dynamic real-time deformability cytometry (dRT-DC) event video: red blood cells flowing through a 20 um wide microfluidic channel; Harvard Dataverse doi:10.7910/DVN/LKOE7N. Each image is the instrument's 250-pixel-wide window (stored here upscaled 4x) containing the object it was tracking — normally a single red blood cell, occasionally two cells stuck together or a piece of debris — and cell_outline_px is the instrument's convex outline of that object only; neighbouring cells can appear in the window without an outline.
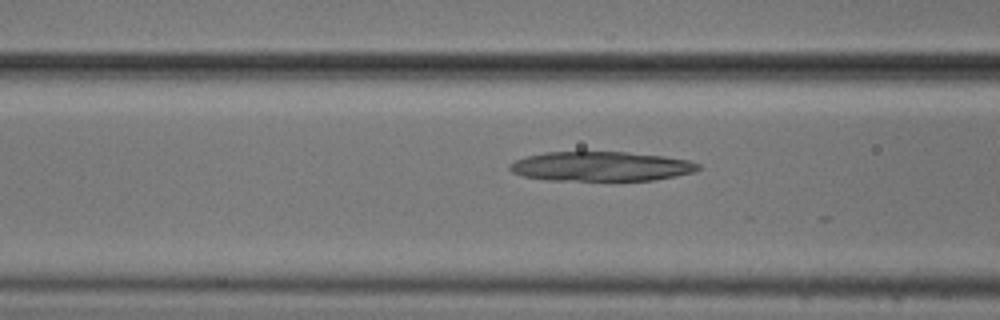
{"species": "common noctule bat (a hibernating species)", "species_latin": "Nyctalus noctula", "temperature_condition": "cold", "stored_images_in_passage": 25, "camera_frame_rate_fps": 3000, "um_per_image_px": 0.085, "animal": {"sex": "male", "body_mass_g": 20.5, "forearm_length_mm": 52.5}, "frame": {"image": 1, "passage_image": 21, "time_ms": 6.667, "image_size_px": [1000, 320], "cell_outline_px": [[700, 168], [696, 172], [676, 176], [652, 180], [544, 180], [524, 176], [512, 172], [508, 168], [508, 164], [524, 156], [544, 152], [628, 152], [664, 156], [688, 160], [700, 164]], "centroid_in_image_um": [51.07, 14.14], "position_along_channel_um": 115.5, "area_um2": 32.6}}
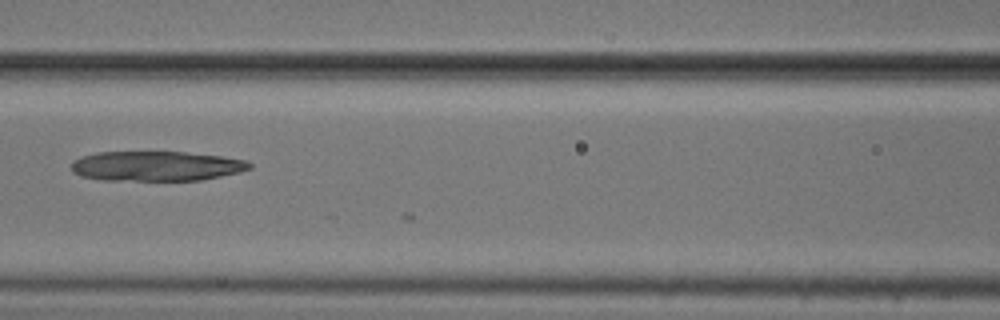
{"frame": {"image": 2, "passage_image": 24, "time_ms": 7.667, "image_size_px": [1000, 320], "cell_outline_px": [[252, 168], [240, 172], [200, 180], [104, 180], [84, 176], [72, 172], [72, 160], [80, 156], [96, 152], [184, 152], [220, 156], [248, 160], [252, 164]], "centroid_in_image_um": [13.29, 14.11], "position_along_channel_um": 153.3, "area_um2": 30.98}}